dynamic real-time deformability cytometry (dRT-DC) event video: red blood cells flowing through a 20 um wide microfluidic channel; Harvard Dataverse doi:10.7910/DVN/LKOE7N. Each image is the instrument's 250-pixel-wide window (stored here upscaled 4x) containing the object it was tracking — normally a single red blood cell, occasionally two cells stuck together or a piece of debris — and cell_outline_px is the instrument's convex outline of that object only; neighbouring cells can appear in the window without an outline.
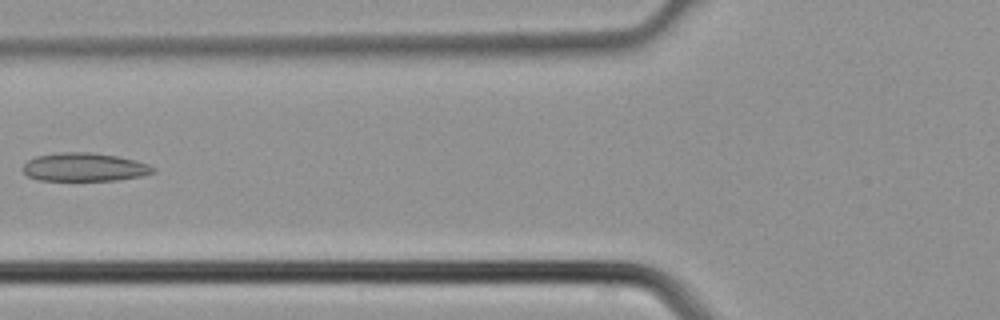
{"species": "common noctule bat (a hibernating species)", "species_latin": "Nyctalus noctula", "temperature_condition": "cold", "stored_images_in_passage": 3, "camera_frame_rate_fps": 3000, "um_per_image_px": 0.085, "animal": {"sex": "male", "body_mass_g": 21.5, "forearm_length_mm": 52.0}, "frame": {"image": 1, "passage_image": 3, "time_ms": 0.667, "image_size_px": [1000, 320], "cell_outline_px": [[156, 172], [140, 176], [116, 180], [40, 180], [28, 176], [20, 168], [28, 160], [36, 156], [60, 152], [88, 152], [116, 156], [136, 160], [148, 164], [156, 168]], "centroid_in_image_um": [7.17, 14.2], "position_along_channel_um": 118.6, "area_um2": 21.5}}